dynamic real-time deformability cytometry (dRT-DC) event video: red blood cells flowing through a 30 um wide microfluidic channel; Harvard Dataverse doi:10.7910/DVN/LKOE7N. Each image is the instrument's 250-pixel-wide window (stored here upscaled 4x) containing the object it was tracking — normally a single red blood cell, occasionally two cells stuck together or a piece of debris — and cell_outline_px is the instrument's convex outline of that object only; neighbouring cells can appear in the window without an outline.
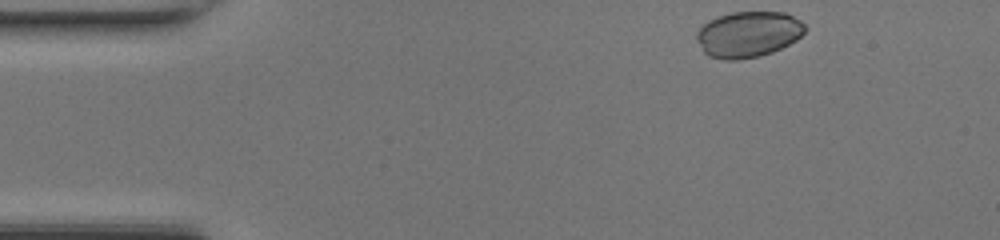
{"species": "common noctule bat (a hibernating species)", "species_latin": "Nyctalus noctula", "temperature_condition": "room temperature", "stored_images_in_passage": 43, "camera_frame_rate_fps": 3000, "um_per_image_px": 0.085, "animal": {"sex": "female", "body_mass_g": 17.0, "forearm_length_mm": 48.0}, "frame": {"image": 1, "passage_image": 1, "time_ms": 0.0, "image_size_px": [1000, 240], "cell_outline_px": [[808, 28], [796, 40], [772, 52], [756, 56], [736, 60], [728, 60], [708, 56], [704, 52], [696, 40], [696, 32], [708, 20], [732, 12], [784, 12], [800, 20]], "centroid_in_image_um": [63.59, 2.91], "position_along_channel_um": 21.4, "area_um2": 28.84}}
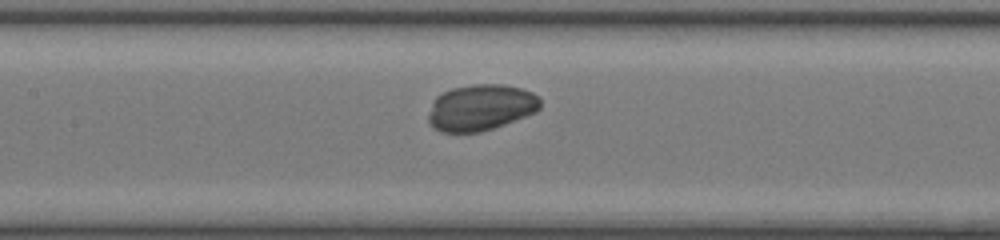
{"frame": {"image": 2, "passage_image": 17, "time_ms": 5.333, "image_size_px": [1000, 240], "cell_outline_px": [[540, 108], [536, 112], [504, 124], [480, 132], [440, 132], [432, 128], [428, 120], [428, 116], [432, 100], [436, 96], [452, 88], [472, 84], [500, 84], [520, 88], [532, 92], [540, 96]], "centroid_in_image_um": [40.84, 9.14], "position_along_channel_um": 166.6, "area_um2": 30.23}}
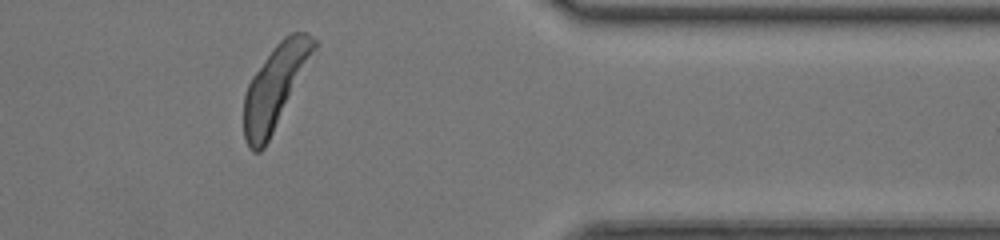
{"frame": {"image": 3, "passage_image": 34, "time_ms": 11.0, "image_size_px": [1000, 240], "cell_outline_px": [[320, 44], [264, 148], [260, 152], [252, 152], [248, 148], [244, 140], [244, 96], [248, 84], [252, 76], [272, 48], [284, 36], [292, 32], [308, 32]], "centroid_in_image_um": [23.4, 7.35], "position_along_channel_um": 388.0, "area_um2": 33.99}}